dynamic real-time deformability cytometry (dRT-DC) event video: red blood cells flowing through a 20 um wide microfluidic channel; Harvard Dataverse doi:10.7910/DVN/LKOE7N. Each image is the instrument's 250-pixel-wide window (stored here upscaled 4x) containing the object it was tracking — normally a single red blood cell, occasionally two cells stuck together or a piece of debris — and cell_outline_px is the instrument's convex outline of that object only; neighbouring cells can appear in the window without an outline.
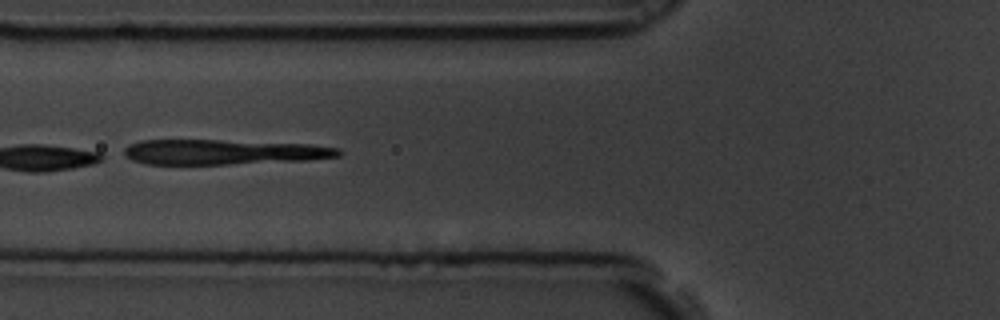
{"species": "common noctule bat (a hibernating species)", "species_latin": "Nyctalus noctula", "temperature_condition": "room temperature", "stored_images_in_passage": 14, "camera_frame_rate_fps": 3000, "um_per_image_px": 0.085, "animal": {"sex": "male", "body_mass_g": 19.5, "forearm_length_mm": 54.6}, "frame": {"image": 1, "passage_image": 5, "time_ms": 1.333, "image_size_px": [1000, 320], "cell_outline_px": [[344, 152], [340, 156], [308, 160], [228, 164], [144, 164], [132, 160], [124, 156], [124, 148], [128, 144], [140, 140], [220, 140], [312, 144], [340, 148]], "centroid_in_image_um": [19.0, 12.92], "position_along_channel_um": 106.8, "area_um2": 31.62}}